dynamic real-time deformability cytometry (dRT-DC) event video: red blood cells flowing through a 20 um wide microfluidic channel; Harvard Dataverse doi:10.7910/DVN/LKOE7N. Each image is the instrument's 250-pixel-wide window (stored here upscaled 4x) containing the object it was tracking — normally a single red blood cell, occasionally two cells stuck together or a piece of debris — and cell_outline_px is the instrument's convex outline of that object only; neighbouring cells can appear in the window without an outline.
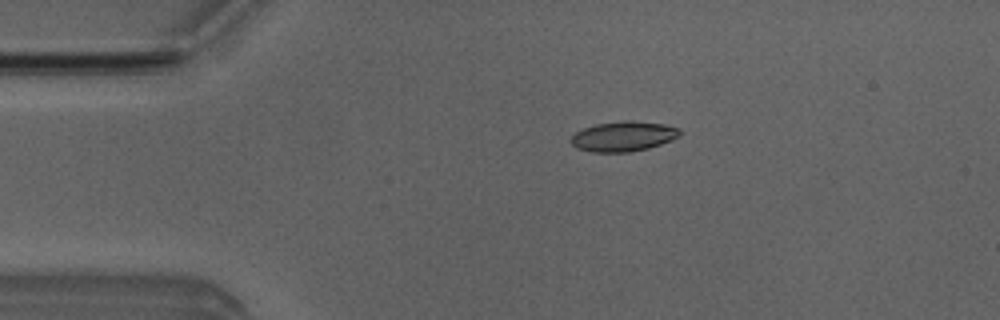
{"species": "Egyptian fruit bat (a non-hibernating species)", "species_latin": "Rousettus aegyptiacus", "temperature_condition": "room temperature", "stored_images_in_passage": 3, "camera_frame_rate_fps": 3000, "um_per_image_px": 0.085, "animal": {"sex": "male"}, "frame": {"image": 1, "passage_image": 1, "time_ms": 0.0, "image_size_px": [1000, 320], "cell_outline_px": [[684, 132], [680, 136], [672, 140], [648, 148], [628, 152], [592, 152], [576, 148], [568, 140], [576, 132], [584, 128], [596, 124], [624, 120], [628, 120], [664, 124], [680, 128]], "centroid_in_image_um": [53.0, 11.59], "position_along_channel_um": 32.0, "area_um2": 19.19}}